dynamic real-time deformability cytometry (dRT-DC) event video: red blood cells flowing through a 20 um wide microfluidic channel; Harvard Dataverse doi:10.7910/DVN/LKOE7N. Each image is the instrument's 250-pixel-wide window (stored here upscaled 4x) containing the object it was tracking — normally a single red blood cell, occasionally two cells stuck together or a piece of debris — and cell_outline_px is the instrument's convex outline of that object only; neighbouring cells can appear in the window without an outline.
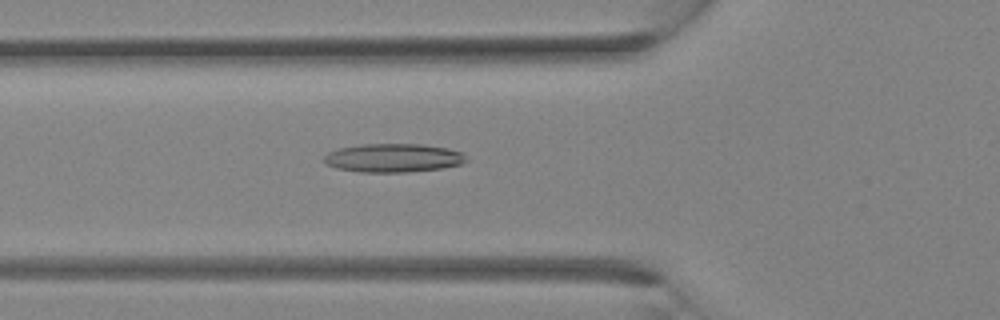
{"species": "Egyptian fruit bat (a non-hibernating species)", "species_latin": "Rousettus aegyptiacus", "temperature_condition": "room temperature", "stored_images_in_passage": 35, "camera_frame_rate_fps": 3000, "um_per_image_px": 0.085, "animal": {"sex": "female"}, "frame": {"image": 1, "passage_image": 13, "time_ms": 4.0, "image_size_px": [1000, 320], "cell_outline_px": [[468, 160], [460, 164], [440, 168], [408, 172], [360, 172], [336, 168], [328, 164], [324, 160], [324, 156], [328, 152], [340, 148], [360, 144], [420, 144], [448, 148], [464, 152]], "centroid_in_image_um": [33.45, 13.42], "position_along_channel_um": 92.4, "area_um2": 23.7}}
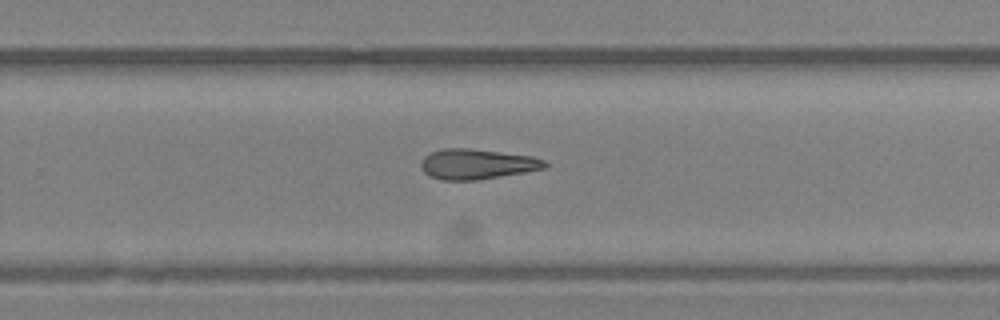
{"frame": {"image": 2, "passage_image": 23, "time_ms": 7.333, "image_size_px": [1000, 320], "cell_outline_px": [[548, 164], [544, 168], [524, 172], [476, 180], [440, 180], [428, 176], [420, 168], [420, 164], [424, 156], [432, 152], [444, 148], [468, 148], [532, 156], [544, 160]], "centroid_in_image_um": [40.49, 13.95], "position_along_channel_um": 289.3, "area_um2": 21.73}}
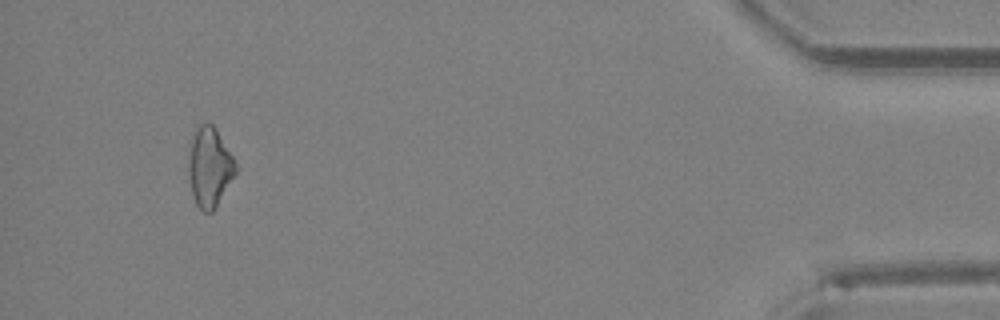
{"frame": {"image": 3, "passage_image": 33, "time_ms": 10.667, "image_size_px": [1000, 320], "cell_outline_px": [[236, 172], [216, 208], [212, 212], [204, 212], [196, 204], [192, 192], [188, 176], [188, 164], [192, 140], [196, 128], [200, 124], [212, 124], [216, 128], [232, 156], [236, 164]], "centroid_in_image_um": [17.81, 14.23], "position_along_channel_um": 417.4, "area_um2": 21.5}}